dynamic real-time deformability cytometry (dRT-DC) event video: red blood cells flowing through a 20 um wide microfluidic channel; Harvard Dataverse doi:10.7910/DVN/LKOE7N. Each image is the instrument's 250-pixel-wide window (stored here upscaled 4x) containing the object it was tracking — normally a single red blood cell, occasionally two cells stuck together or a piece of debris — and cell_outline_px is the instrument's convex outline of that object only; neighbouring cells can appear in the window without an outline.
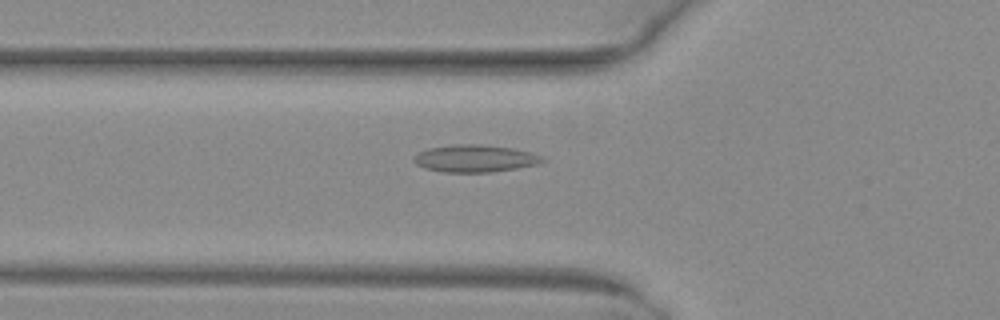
{"species": "common noctule bat (a hibernating species)", "species_latin": "Nyctalus noctula", "temperature_condition": "warm", "stored_images_in_passage": 41, "camera_frame_rate_fps": 3000, "um_per_image_px": 0.085, "animal": {"sex": "female", "body_mass_g": 29.2, "forearm_length_mm": 56.3}, "frame": {"image": 1, "passage_image": 8, "time_ms": 2.333, "image_size_px": [1000, 320], "cell_outline_px": [[548, 160], [536, 164], [516, 168], [492, 172], [444, 172], [428, 168], [416, 164], [416, 156], [420, 152], [428, 148], [452, 144], [480, 144], [512, 148], [544, 156]], "centroid_in_image_um": [40.43, 13.46], "position_along_channel_um": 85.4, "area_um2": 20.17}}
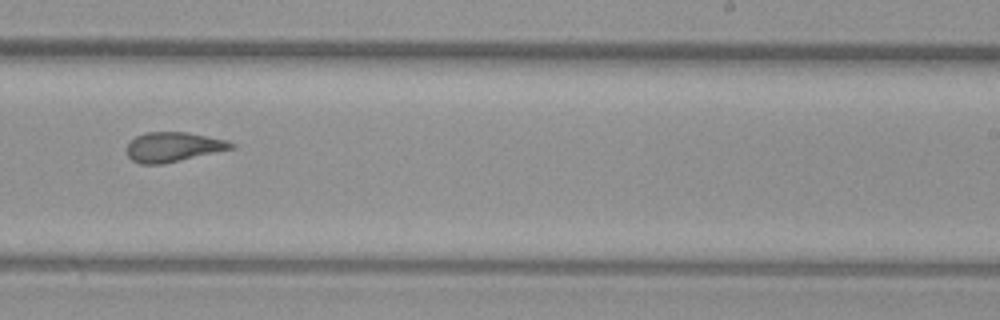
{"frame": {"image": 2, "passage_image": 22, "time_ms": 7.0, "image_size_px": [1000, 320], "cell_outline_px": [[236, 148], [164, 164], [140, 164], [132, 160], [128, 156], [128, 144], [136, 136], [144, 132], [188, 132], [228, 140], [236, 144]], "centroid_in_image_um": [14.78, 12.49], "position_along_channel_um": 274.2, "area_um2": 18.21}}
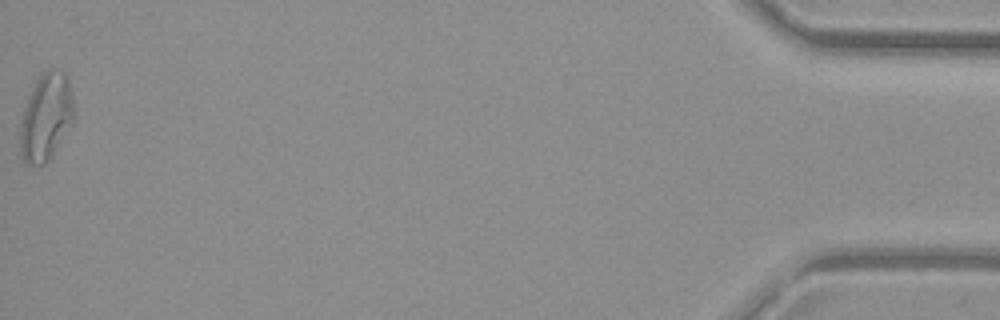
{"frame": {"image": 3, "passage_image": 41, "time_ms": 13.333, "image_size_px": [1000, 320], "cell_outline_px": [[76, 112], [72, 124], [52, 156], [44, 164], [24, 164], [20, 152], [20, 120], [28, 96], [36, 80], [48, 68], [60, 68], [64, 72], [68, 80]], "centroid_in_image_um": [3.92, 9.94], "position_along_channel_um": 431.3, "area_um2": 27.74}, "authors_computed_cell_mechanics": {"area_um2": 19.2474, "velocity_mm_per_s": 4.038, "shape_relaxation_time_tau1_ms": null, "shape_relaxation_time_tau2_ms": 1.6683, "deformation_change_tau1": null, "deformation_change_tau2": 0.0784}}